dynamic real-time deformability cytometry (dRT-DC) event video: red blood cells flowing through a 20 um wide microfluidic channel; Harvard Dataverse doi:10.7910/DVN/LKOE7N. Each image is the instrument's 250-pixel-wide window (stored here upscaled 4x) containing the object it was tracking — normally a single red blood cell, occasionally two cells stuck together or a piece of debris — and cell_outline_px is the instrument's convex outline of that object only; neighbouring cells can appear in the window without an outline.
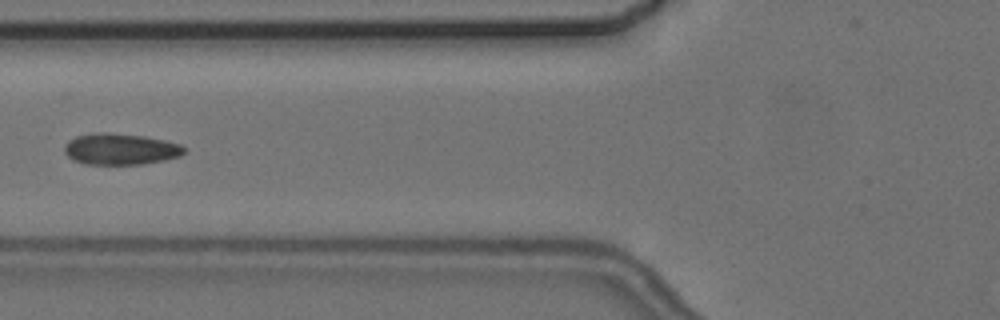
{"species": "common noctule bat (a hibernating species)", "species_latin": "Nyctalus noctula", "temperature_condition": "cold", "stored_images_in_passage": 8, "camera_frame_rate_fps": 3000, "um_per_image_px": 0.085, "animal": {"sex": "female", "body_mass_g": 24.6, "forearm_length_mm": 56.2}, "frame": {"image": 1, "passage_image": 5, "time_ms": 5.667, "image_size_px": [1000, 320], "cell_outline_px": [[184, 152], [180, 156], [164, 160], [140, 164], [84, 164], [72, 160], [64, 152], [64, 144], [68, 140], [76, 136], [96, 132], [108, 132], [144, 136], [164, 140], [180, 144], [184, 148]], "centroid_in_image_um": [10.19, 12.66], "position_along_channel_um": 115.6, "area_um2": 21.91}}
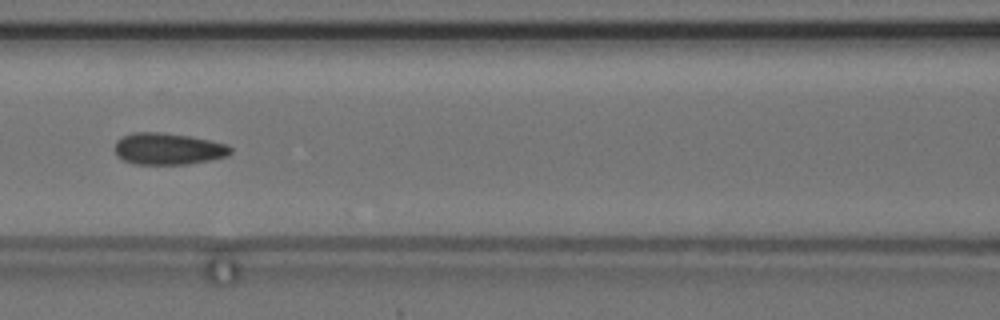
{"frame": {"image": 2, "passage_image": 6, "time_ms": 6.667, "image_size_px": [1000, 320], "cell_outline_px": [[232, 152], [228, 156], [188, 164], [136, 164], [124, 160], [116, 156], [116, 140], [132, 132], [160, 132], [188, 136], [208, 140], [224, 144], [232, 148]], "centroid_in_image_um": [14.27, 12.65], "position_along_channel_um": 152.3, "area_um2": 21.15}}